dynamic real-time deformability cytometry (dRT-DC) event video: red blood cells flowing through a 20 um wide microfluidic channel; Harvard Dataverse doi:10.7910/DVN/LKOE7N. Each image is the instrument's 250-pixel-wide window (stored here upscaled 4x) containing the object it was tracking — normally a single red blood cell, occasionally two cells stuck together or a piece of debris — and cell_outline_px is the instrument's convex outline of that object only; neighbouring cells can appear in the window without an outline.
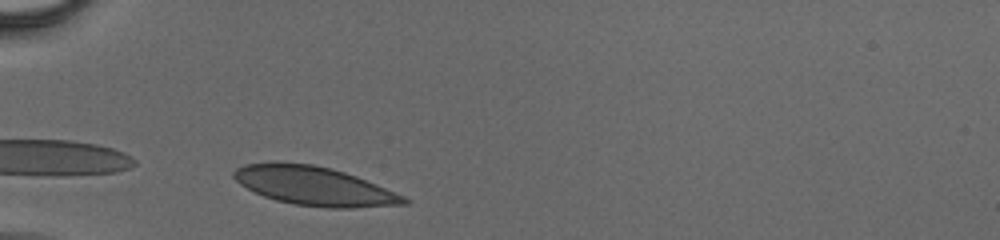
{"species": "human", "species_latin": "Homo sapiens", "temperature_condition": "cold", "stored_images_in_passage": 30, "camera_frame_rate_fps": 3000, "um_per_image_px": 0.085, "donor": {"sex": "male"}, "frame": {"image": 1, "passage_image": 1, "time_ms": 0.0, "image_size_px": [1000, 240], "cell_outline_px": [[412, 200], [408, 204], [352, 208], [328, 208], [296, 204], [276, 200], [264, 196], [240, 184], [232, 176], [232, 172], [236, 168], [244, 164], [312, 164], [344, 172], [356, 176], [376, 184], [404, 196]], "centroid_in_image_um": [26.76, 15.84], "position_along_channel_um": 58.2, "area_um2": 37.69}}
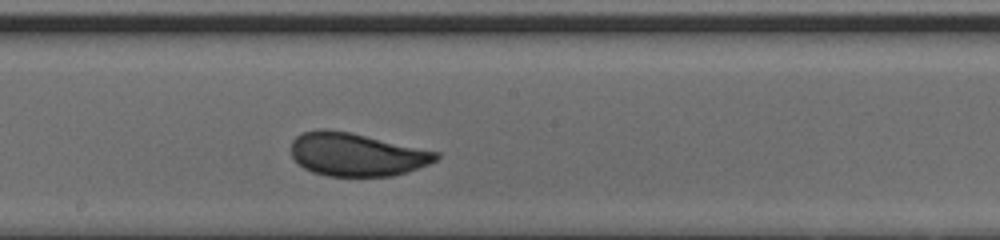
{"frame": {"image": 2, "passage_image": 15, "time_ms": 4.667, "image_size_px": [1000, 240], "cell_outline_px": [[440, 156], [436, 160], [428, 164], [408, 172], [392, 176], [328, 176], [312, 172], [304, 168], [292, 156], [292, 140], [296, 136], [304, 132], [320, 128], [324, 128], [348, 132], [440, 152]], "centroid_in_image_um": [30.31, 13.13], "position_along_channel_um": 217.9, "area_um2": 36.3}}
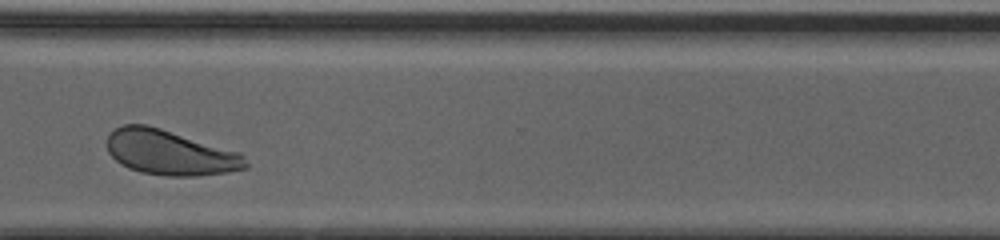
{"frame": {"image": 3, "passage_image": 26, "time_ms": 8.333, "image_size_px": [1000, 240], "cell_outline_px": [[248, 168], [228, 172], [192, 176], [168, 176], [140, 172], [128, 168], [120, 164], [108, 152], [108, 136], [116, 128], [124, 124], [148, 124], [240, 152], [244, 156], [248, 164]], "centroid_in_image_um": [14.46, 12.97], "position_along_channel_um": 356.1, "area_um2": 36.36}}